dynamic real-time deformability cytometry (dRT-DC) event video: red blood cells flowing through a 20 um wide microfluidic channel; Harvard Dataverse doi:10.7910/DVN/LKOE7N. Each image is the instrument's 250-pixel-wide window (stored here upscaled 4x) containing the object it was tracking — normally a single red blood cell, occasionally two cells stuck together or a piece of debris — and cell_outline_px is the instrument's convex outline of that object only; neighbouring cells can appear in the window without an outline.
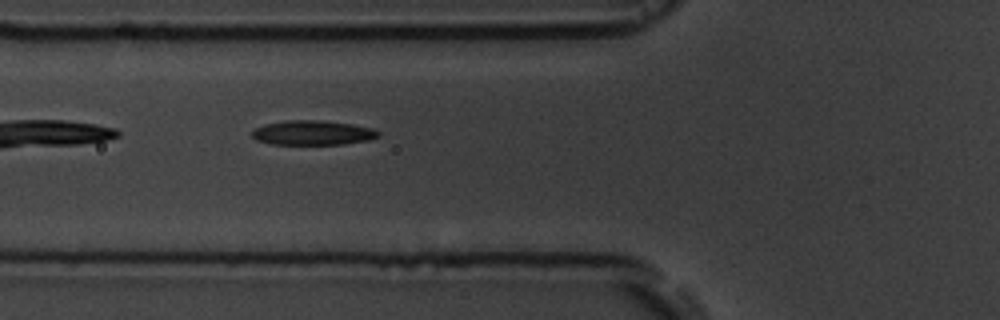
{"species": "common noctule bat (a hibernating species)", "species_latin": "Nyctalus noctula", "temperature_condition": "room temperature", "stored_images_in_passage": 7, "camera_frame_rate_fps": 3000, "um_per_image_px": 0.085, "animal": {"sex": "male", "body_mass_g": 19.5, "forearm_length_mm": 54.6}, "frame": {"image": 1, "passage_image": 7, "time_ms": 6.667, "image_size_px": [1000, 320], "cell_outline_px": [[380, 136], [368, 140], [340, 144], [272, 144], [256, 140], [252, 136], [252, 132], [256, 128], [264, 124], [284, 120], [320, 120], [352, 124], [376, 128], [380, 132]], "centroid_in_image_um": [26.6, 11.27], "position_along_channel_um": 99.2, "area_um2": 18.15}}